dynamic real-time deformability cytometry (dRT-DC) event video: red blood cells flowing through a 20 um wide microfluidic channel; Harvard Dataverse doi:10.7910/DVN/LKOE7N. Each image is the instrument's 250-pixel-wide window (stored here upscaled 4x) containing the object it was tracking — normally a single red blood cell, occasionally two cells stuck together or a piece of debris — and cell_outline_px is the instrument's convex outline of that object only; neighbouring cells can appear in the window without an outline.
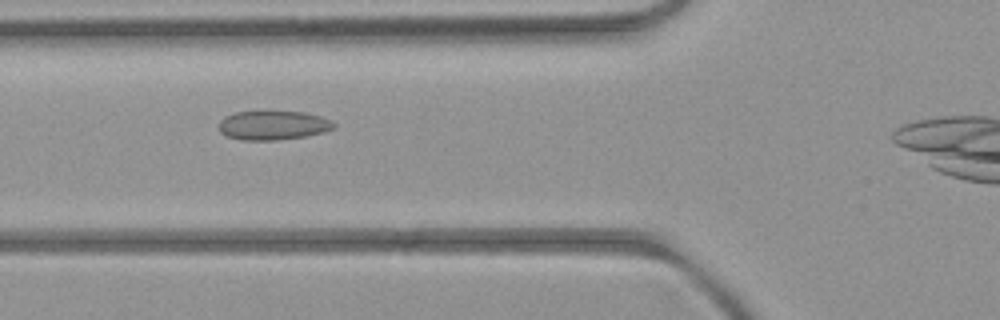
{"species": "common noctule bat (a hibernating species)", "species_latin": "Nyctalus noctula", "temperature_condition": "room temperature", "stored_images_in_passage": 5, "camera_frame_rate_fps": 3000, "um_per_image_px": 0.085, "animal": {"sex": "female", "body_mass_g": 21.9}, "frame": {"image": 1, "passage_image": 2, "time_ms": 1.0, "image_size_px": [1000, 320], "cell_outline_px": [[336, 124], [332, 128], [320, 132], [304, 136], [276, 140], [240, 140], [228, 136], [220, 132], [220, 120], [224, 116], [236, 112], [304, 112], [320, 116], [332, 120]], "centroid_in_image_um": [23.19, 10.65], "position_along_channel_um": 102.6, "area_um2": 19.19}}
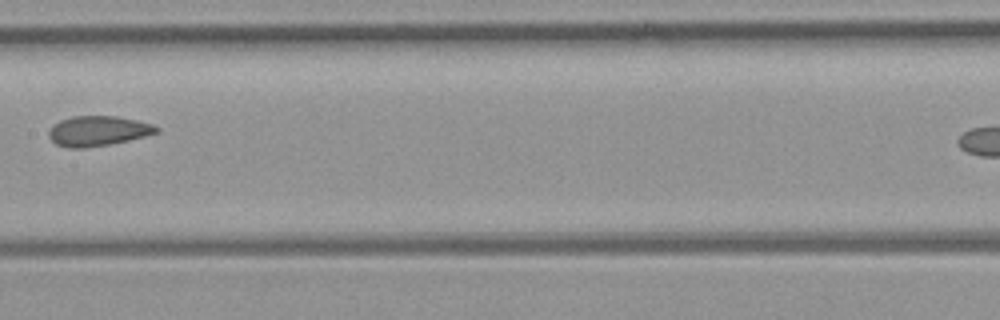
{"frame": {"image": 2, "passage_image": 4, "time_ms": 3.333, "image_size_px": [1000, 320], "cell_outline_px": [[160, 132], [128, 140], [108, 144], [84, 148], [68, 148], [56, 144], [48, 136], [48, 132], [60, 120], [72, 116], [116, 116], [136, 120], [152, 124], [160, 128]], "centroid_in_image_um": [8.34, 11.13], "position_along_channel_um": 199.1, "area_um2": 18.67}}
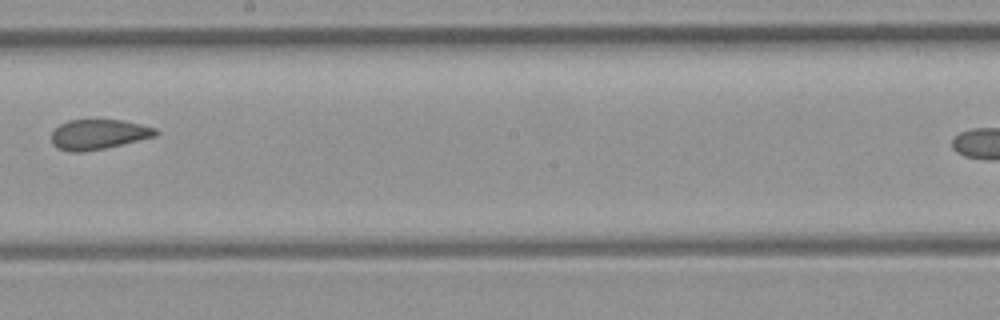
{"frame": {"image": 3, "passage_image": 5, "time_ms": 4.333, "image_size_px": [1000, 320], "cell_outline_px": [[160, 132], [156, 136], [104, 148], [80, 152], [72, 152], [56, 148], [52, 144], [52, 132], [60, 124], [68, 120], [88, 116], [124, 120], [156, 128]], "centroid_in_image_um": [8.35, 11.36], "position_along_channel_um": 239.8, "area_um2": 18.96}}